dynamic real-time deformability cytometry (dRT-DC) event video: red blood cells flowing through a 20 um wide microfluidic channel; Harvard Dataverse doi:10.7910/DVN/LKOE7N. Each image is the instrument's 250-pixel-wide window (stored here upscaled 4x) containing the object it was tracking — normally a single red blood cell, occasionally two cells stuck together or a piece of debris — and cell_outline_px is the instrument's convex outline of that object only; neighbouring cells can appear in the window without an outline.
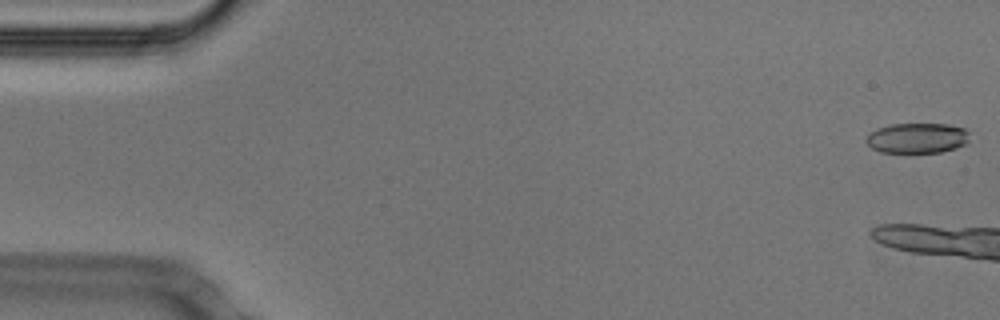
{"species": "Egyptian fruit bat (a non-hibernating species)", "species_latin": "Rousettus aegyptiacus", "temperature_condition": "cold", "stored_images_in_passage": 5, "camera_frame_rate_fps": 3000, "um_per_image_px": 0.085, "animal": {"sex": "male"}, "frame": {"image": 1, "passage_image": 1, "time_ms": 0.0, "image_size_px": [1000, 320], "cell_outline_px": [[968, 144], [956, 148], [940, 152], [880, 152], [872, 148], [864, 140], [876, 128], [892, 124], [948, 124], [964, 128], [968, 132]], "centroid_in_image_um": [77.98, 11.73], "position_along_channel_um": 7.0, "area_um2": 18.21}}